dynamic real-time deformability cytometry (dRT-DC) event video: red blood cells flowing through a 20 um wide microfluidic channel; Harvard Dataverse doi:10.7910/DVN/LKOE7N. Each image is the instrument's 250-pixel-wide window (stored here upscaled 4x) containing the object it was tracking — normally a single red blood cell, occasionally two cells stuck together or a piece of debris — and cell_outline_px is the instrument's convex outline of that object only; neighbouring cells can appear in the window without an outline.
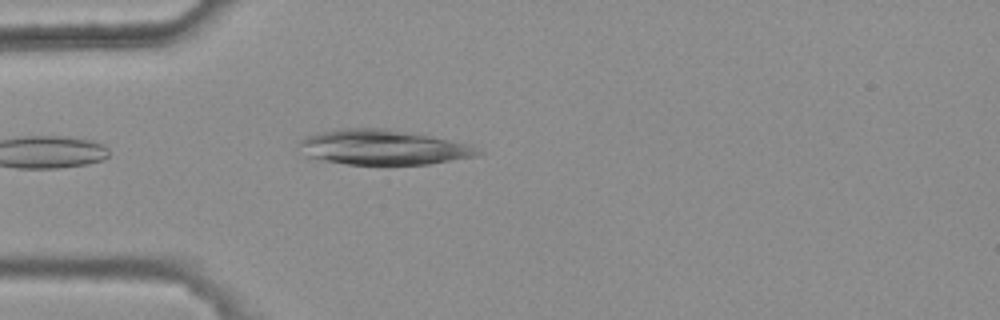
{"species": "common noctule bat (a hibernating species)", "species_latin": "Nyctalus noctula", "temperature_condition": "warm", "stored_images_in_passage": 3, "camera_frame_rate_fps": 3000, "um_per_image_px": 0.085, "animal": {"sex": "female", "body_mass_g": 25.1}, "frame": {"image": 1, "passage_image": 3, "time_ms": 0.667, "image_size_px": [1000, 320], "cell_outline_px": [[484, 152], [476, 156], [428, 164], [348, 164], [324, 160], [304, 156], [300, 144], [300, 140], [304, 136], [344, 128], [384, 128], [472, 144]], "centroid_in_image_um": [32.58, 12.52], "position_along_channel_um": 52.4, "area_um2": 36.01}}